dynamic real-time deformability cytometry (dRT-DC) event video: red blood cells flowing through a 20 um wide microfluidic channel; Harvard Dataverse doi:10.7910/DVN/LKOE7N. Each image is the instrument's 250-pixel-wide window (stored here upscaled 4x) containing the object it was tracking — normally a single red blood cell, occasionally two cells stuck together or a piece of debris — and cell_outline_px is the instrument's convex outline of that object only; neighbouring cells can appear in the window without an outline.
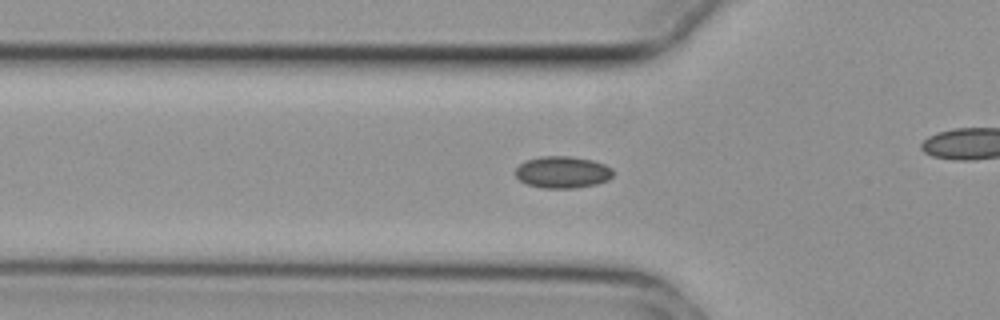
{"species": "common noctule bat (a hibernating species)", "species_latin": "Nyctalus noctula", "temperature_condition": "cold", "stored_images_in_passage": 40, "camera_frame_rate_fps": 3000, "um_per_image_px": 0.085, "animal": {"sex": "female", "body_mass_g": 29.2, "forearm_length_mm": 56.3}, "frame": {"image": 1, "passage_image": 15, "time_ms": 4.667, "image_size_px": [1000, 320], "cell_outline_px": [[612, 176], [608, 180], [596, 184], [576, 188], [544, 188], [528, 184], [520, 180], [512, 172], [524, 160], [540, 156], [568, 156], [592, 160], [604, 164], [612, 168]], "centroid_in_image_um": [47.78, 14.63], "position_along_channel_um": 78.0, "area_um2": 18.21}}
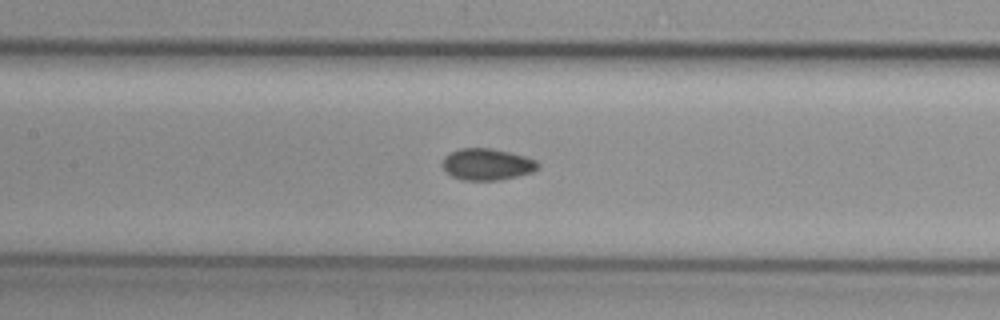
{"frame": {"image": 2, "passage_image": 22, "time_ms": 7.0, "image_size_px": [1000, 320], "cell_outline_px": [[540, 168], [532, 172], [500, 180], [460, 180], [452, 176], [444, 168], [444, 156], [460, 148], [492, 148], [524, 156], [536, 160], [540, 164]], "centroid_in_image_um": [41.43, 13.97], "position_along_channel_um": 166.0, "area_um2": 17.46}}
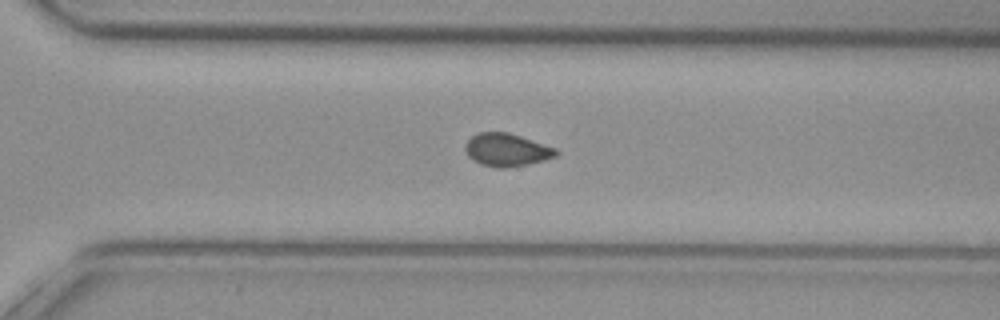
{"frame": {"image": 3, "passage_image": 35, "time_ms": 11.333, "image_size_px": [1000, 320], "cell_outline_px": [[560, 152], [556, 156], [544, 160], [528, 164], [508, 168], [496, 168], [480, 164], [472, 160], [468, 156], [464, 148], [464, 144], [476, 132], [508, 132], [556, 148]], "centroid_in_image_um": [43.04, 12.75], "position_along_channel_um": 327.6, "area_um2": 17.57}}